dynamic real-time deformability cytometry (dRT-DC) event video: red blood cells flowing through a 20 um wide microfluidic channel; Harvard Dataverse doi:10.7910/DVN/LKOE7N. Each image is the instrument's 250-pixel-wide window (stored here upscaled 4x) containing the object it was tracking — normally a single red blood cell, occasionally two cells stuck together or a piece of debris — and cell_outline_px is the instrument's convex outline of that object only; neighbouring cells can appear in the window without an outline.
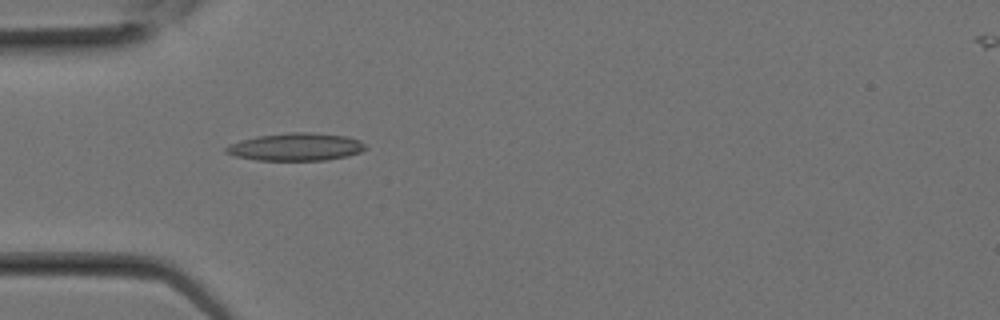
{"species": "Egyptian fruit bat (a non-hibernating species)", "species_latin": "Rousettus aegyptiacus", "temperature_condition": "room temperature", "stored_images_in_passage": 2, "camera_frame_rate_fps": 3000, "um_per_image_px": 0.085, "animal": {"sex": "female"}, "frame": {"image": 1, "passage_image": 2, "time_ms": 0.333, "image_size_px": [1000, 320], "cell_outline_px": [[368, 148], [360, 152], [348, 156], [324, 160], [256, 160], [236, 156], [224, 152], [224, 148], [228, 144], [256, 136], [292, 132], [312, 132], [348, 136], [360, 140]], "centroid_in_image_um": [25.16, 12.48], "position_along_channel_um": 59.8, "area_um2": 22.6}}